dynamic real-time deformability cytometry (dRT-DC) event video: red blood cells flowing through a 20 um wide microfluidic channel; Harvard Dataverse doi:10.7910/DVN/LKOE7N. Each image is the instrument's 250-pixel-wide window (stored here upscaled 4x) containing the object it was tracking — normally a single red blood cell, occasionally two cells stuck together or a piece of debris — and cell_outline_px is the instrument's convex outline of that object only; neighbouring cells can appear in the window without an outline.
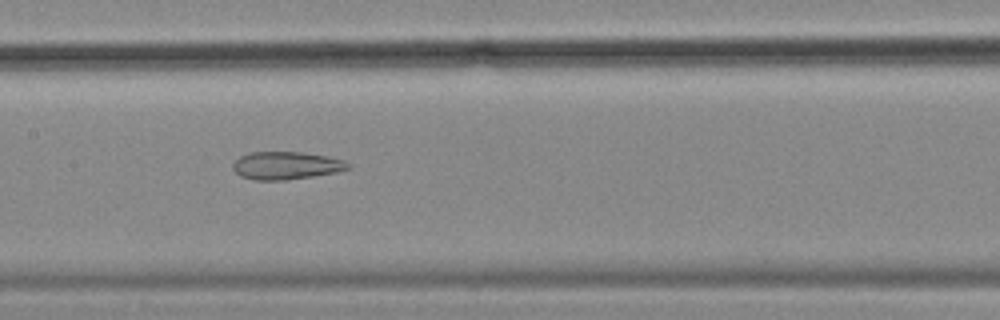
{"species": "common noctule bat (a hibernating species)", "species_latin": "Nyctalus noctula", "temperature_condition": "cold", "stored_images_in_passage": 28, "camera_frame_rate_fps": 3000, "um_per_image_px": 0.085, "animal": {"sex": "female", "body_mass_g": 18.4}, "frame": {"image": 1, "passage_image": 28, "time_ms": 9.0, "image_size_px": [1000, 320], "cell_outline_px": [[352, 168], [336, 172], [312, 176], [284, 180], [256, 180], [240, 176], [232, 168], [232, 164], [240, 156], [248, 152], [304, 152], [328, 156], [344, 160], [352, 164]], "centroid_in_image_um": [24.35, 14.06], "position_along_channel_um": 183.1, "area_um2": 18.79}}